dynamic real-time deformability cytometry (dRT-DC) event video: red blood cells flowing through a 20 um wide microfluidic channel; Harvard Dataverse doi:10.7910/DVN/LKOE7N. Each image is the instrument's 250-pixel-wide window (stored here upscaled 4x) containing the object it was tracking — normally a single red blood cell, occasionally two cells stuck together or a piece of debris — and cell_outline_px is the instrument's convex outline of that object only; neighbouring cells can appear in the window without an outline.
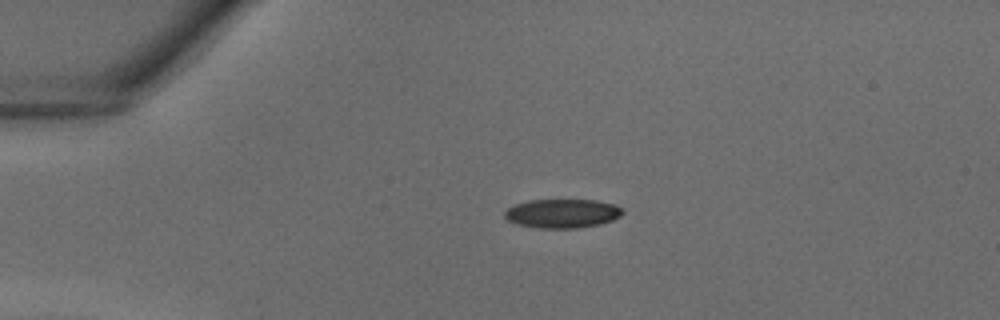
{"species": "common noctule bat (a hibernating species)", "species_latin": "Nyctalus noctula", "temperature_condition": "warm", "stored_images_in_passage": 5, "camera_frame_rate_fps": 3000, "um_per_image_px": 0.085, "animal": {"sex": "male", "body_mass_g": 18.8}, "frame": {"image": 1, "passage_image": 1, "time_ms": 0.0, "image_size_px": [1000, 320], "cell_outline_px": [[624, 212], [620, 216], [612, 220], [600, 224], [576, 228], [536, 228], [516, 224], [508, 220], [504, 216], [504, 212], [508, 208], [516, 204], [528, 200], [596, 200], [616, 204]], "centroid_in_image_um": [47.79, 18.14], "position_along_channel_um": 37.2, "area_um2": 19.94}}